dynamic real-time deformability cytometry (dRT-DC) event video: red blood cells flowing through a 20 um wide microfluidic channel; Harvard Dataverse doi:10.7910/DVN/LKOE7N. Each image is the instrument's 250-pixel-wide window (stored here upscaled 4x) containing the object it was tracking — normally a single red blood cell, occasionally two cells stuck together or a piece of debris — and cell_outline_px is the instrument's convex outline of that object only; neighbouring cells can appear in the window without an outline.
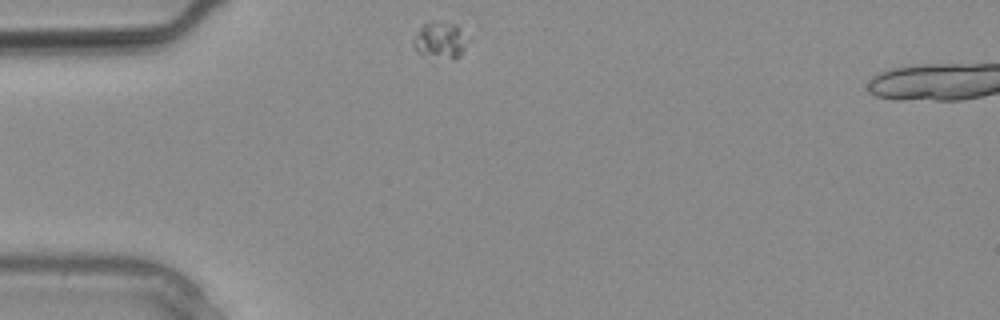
{"species": "common noctule bat (a hibernating species)", "species_latin": "Nyctalus noctula", "temperature_condition": "warm", "stored_images_in_passage": 23, "camera_frame_rate_fps": 3000, "um_per_image_px": 0.085, "animal": {"sex": "male", "body_mass_g": 20.4}, "frame": {"image": 1, "passage_image": 1, "time_ms": 0.0, "image_size_px": [1000, 320], "cell_outline_px": [[460, 56], [456, 60], [452, 60], [420, 52], [412, 44], [412, 40], [416, 32], [424, 24], [456, 24], [460, 28]], "centroid_in_image_um": [37.3, 3.45], "position_along_channel_um": 47.7, "area_um2": 10.17}}
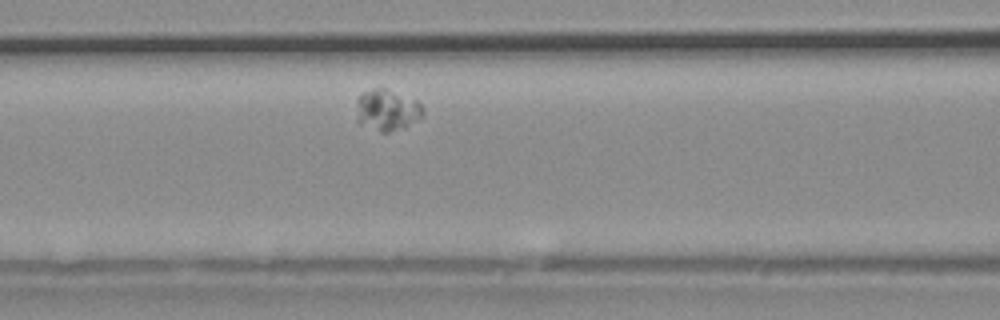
{"frame": {"image": 2, "passage_image": 6, "time_ms": 1.667, "image_size_px": [1000, 320], "cell_outline_px": [[424, 116], [404, 128], [388, 132], [380, 132], [360, 124], [356, 120], [356, 100], [360, 92], [372, 88], [384, 88], [416, 100], [424, 108]], "centroid_in_image_um": [32.87, 9.35], "position_along_channel_um": 133.7, "area_um2": 16.36}}
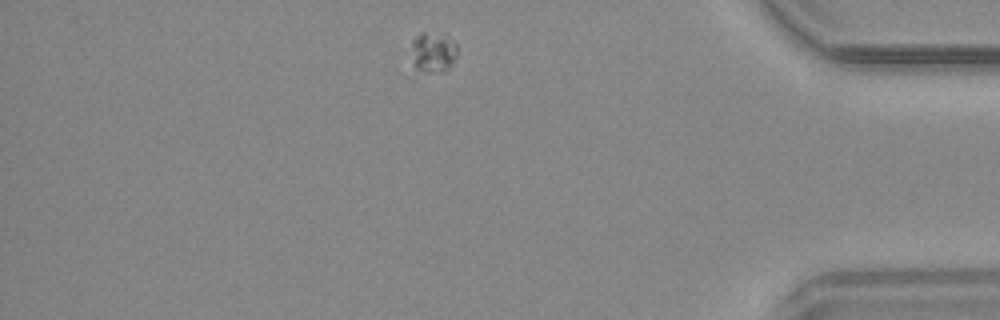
{"frame": {"image": 3, "passage_image": 20, "time_ms": 6.333, "image_size_px": [1000, 320], "cell_outline_px": [[456, 56], [452, 64], [444, 72], [412, 72], [412, 40], [420, 32], [424, 32], [456, 44]], "centroid_in_image_um": [36.71, 4.56], "position_along_channel_um": 398.5, "area_um2": 10.52}}